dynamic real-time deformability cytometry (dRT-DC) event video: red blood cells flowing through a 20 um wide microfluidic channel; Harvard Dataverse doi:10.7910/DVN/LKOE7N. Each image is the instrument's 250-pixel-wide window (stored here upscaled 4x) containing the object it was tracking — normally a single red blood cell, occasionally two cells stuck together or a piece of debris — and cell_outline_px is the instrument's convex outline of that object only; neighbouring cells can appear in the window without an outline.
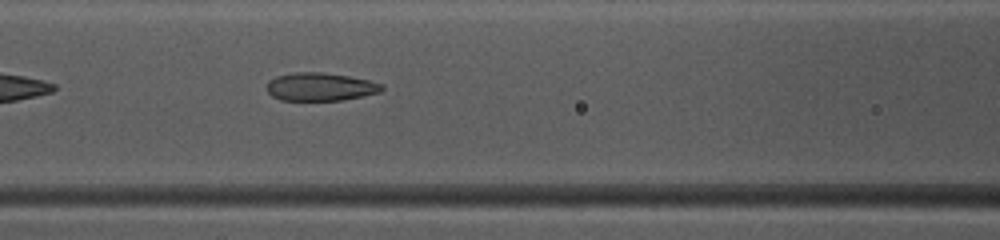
{"species": "common noctule bat (a hibernating species)", "species_latin": "Nyctalus noctula", "temperature_condition": "warm", "stored_images_in_passage": 34, "camera_frame_rate_fps": 3000, "um_per_image_px": 0.085, "animal": {"sex": "female", "body_mass_g": 10.0, "forearm_length_mm": 53.1}, "frame": {"image": 1, "passage_image": 8, "time_ms": 2.333, "image_size_px": [1000, 240], "cell_outline_px": [[384, 88], [380, 92], [364, 96], [344, 100], [280, 100], [272, 96], [268, 92], [268, 80], [276, 76], [292, 72], [320, 72], [348, 76], [368, 80], [384, 84]], "centroid_in_image_um": [27.24, 7.37], "position_along_channel_um": 139.4, "area_um2": 18.9}}
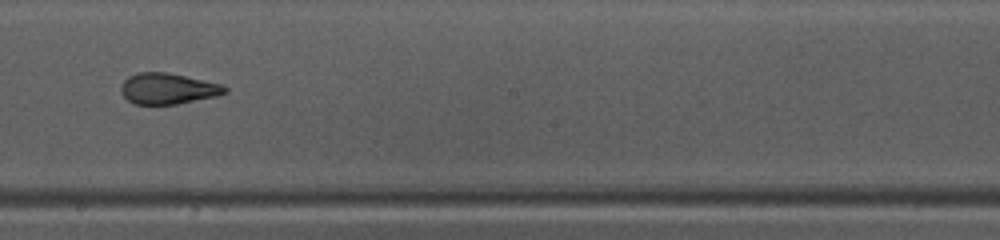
{"frame": {"image": 2, "passage_image": 15, "time_ms": 4.667, "image_size_px": [1000, 240], "cell_outline_px": [[228, 92], [216, 96], [176, 104], [136, 104], [128, 100], [120, 92], [120, 88], [124, 80], [128, 76], [140, 72], [168, 72], [224, 84], [228, 88]], "centroid_in_image_um": [14.29, 7.52], "position_along_channel_um": 233.9, "area_um2": 18.84}}
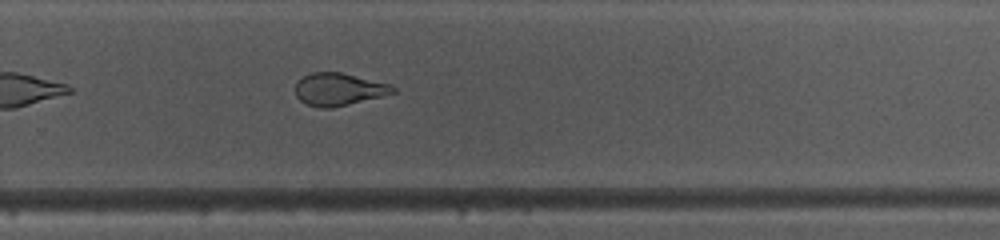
{"frame": {"image": 3, "passage_image": 20, "time_ms": 6.333, "image_size_px": [1000, 240], "cell_outline_px": [[396, 92], [332, 108], [320, 108], [308, 104], [300, 100], [296, 96], [296, 80], [312, 72], [340, 72], [388, 84], [396, 88]], "centroid_in_image_um": [28.74, 7.59], "position_along_channel_um": 301.1, "area_um2": 18.15}, "authors_computed_cell_mechanics": {"area_um2": 19.5364, "velocity_mm_per_s": 4.047, "shape_relaxation_time_tau1_ms": 6.0869, "shape_relaxation_time_tau2_ms": 1.2092, "deformation_change_tau1": 0.2201, "deformation_change_tau2": 0.0978}}